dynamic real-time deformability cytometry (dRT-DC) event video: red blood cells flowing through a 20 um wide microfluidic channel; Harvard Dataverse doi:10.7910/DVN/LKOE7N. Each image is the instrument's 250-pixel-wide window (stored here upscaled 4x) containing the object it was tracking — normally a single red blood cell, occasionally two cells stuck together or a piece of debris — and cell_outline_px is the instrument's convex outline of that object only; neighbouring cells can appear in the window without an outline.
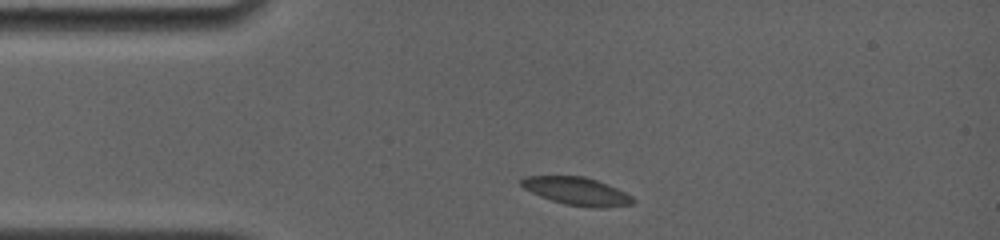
{"species": "common noctule bat (a hibernating species)", "species_latin": "Nyctalus noctula", "temperature_condition": "room temperature", "stored_images_in_passage": 12, "camera_frame_rate_fps": 4000, "um_per_image_px": 0.085, "animal": {"sex": "female", "body_mass_g": 19.0, "forearm_length_mm": 56.7}, "frame": {"image": 1, "passage_image": 1, "time_ms": 0.0, "image_size_px": [1000, 240], "cell_outline_px": [[636, 200], [632, 204], [600, 208], [564, 204], [540, 196], [524, 188], [520, 184], [520, 180], [528, 176], [584, 176], [596, 180], [616, 188], [632, 196]], "centroid_in_image_um": [49.03, 16.25], "position_along_channel_um": 36.0, "area_um2": 17.86}}
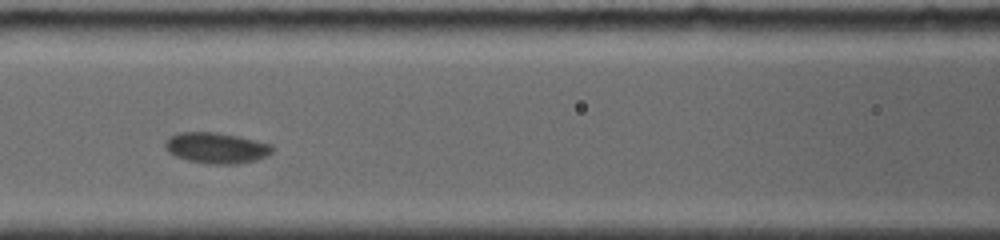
{"frame": {"image": 2, "passage_image": 7, "time_ms": 3.75, "image_size_px": [1000, 240], "cell_outline_px": [[272, 152], [268, 156], [256, 160], [236, 164], [208, 164], [188, 160], [176, 156], [164, 144], [168, 136], [180, 132], [216, 132], [236, 136], [272, 144]], "centroid_in_image_um": [18.41, 12.57], "position_along_channel_um": 148.2, "area_um2": 19.07}}
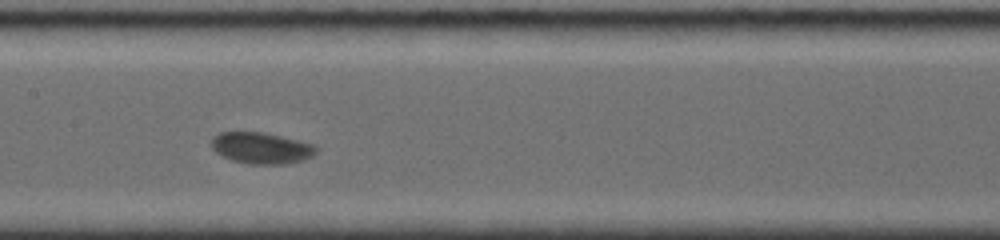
{"frame": {"image": 3, "passage_image": 10, "time_ms": 4.75, "image_size_px": [1000, 240], "cell_outline_px": [[316, 152], [312, 156], [304, 160], [284, 164], [252, 164], [232, 160], [216, 152], [212, 148], [212, 136], [220, 132], [264, 132], [312, 144], [316, 148]], "centroid_in_image_um": [22.19, 12.58], "position_along_channel_um": 185.2, "area_um2": 18.9}}